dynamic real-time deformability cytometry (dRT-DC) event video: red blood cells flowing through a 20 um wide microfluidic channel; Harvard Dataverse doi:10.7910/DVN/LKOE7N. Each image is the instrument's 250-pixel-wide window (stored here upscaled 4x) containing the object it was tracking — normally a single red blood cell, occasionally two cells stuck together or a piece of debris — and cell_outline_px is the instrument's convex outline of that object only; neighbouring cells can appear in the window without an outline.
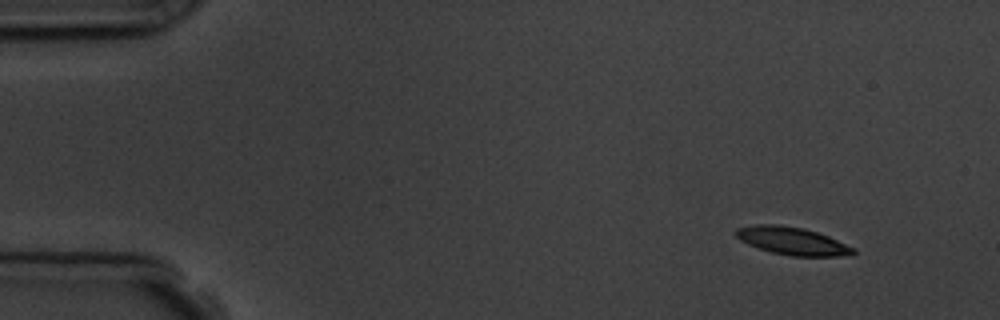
{"species": "common noctule bat (a hibernating species)", "species_latin": "Nyctalus noctula", "temperature_condition": "room temperature", "stored_images_in_passage": 5, "segment_of_instrument_passage": [1, 2], "camera_frame_rate_fps": 3000, "um_per_image_px": 0.085, "animal": {"sex": "male", "body_mass_g": 19.5, "forearm_length_mm": 54.6}, "frame": {"image": 1, "passage_image": 1, "time_ms": 0.0, "image_size_px": [1000, 320], "cell_outline_px": [[856, 252], [852, 256], [792, 256], [772, 252], [748, 244], [740, 240], [736, 236], [736, 228], [756, 224], [780, 224], [804, 228], [828, 236], [856, 248]], "centroid_in_image_um": [67.39, 20.48], "position_along_channel_um": 17.6, "area_um2": 19.02}}
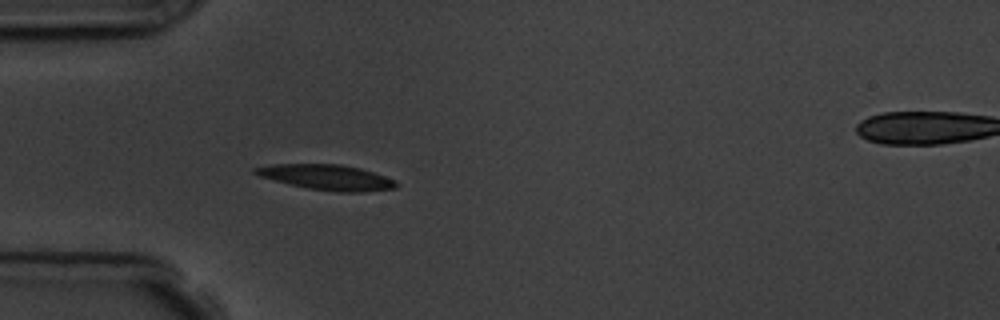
{"frame": {"image": 2, "passage_image": 4, "time_ms": 3.667, "image_size_px": [1000, 320], "cell_outline_px": [[400, 184], [396, 188], [364, 192], [336, 192], [308, 188], [260, 176], [252, 172], [252, 168], [272, 164], [340, 164], [360, 168], [396, 180]], "centroid_in_image_um": [27.83, 15.07], "position_along_channel_um": 57.2, "area_um2": 20.69}}